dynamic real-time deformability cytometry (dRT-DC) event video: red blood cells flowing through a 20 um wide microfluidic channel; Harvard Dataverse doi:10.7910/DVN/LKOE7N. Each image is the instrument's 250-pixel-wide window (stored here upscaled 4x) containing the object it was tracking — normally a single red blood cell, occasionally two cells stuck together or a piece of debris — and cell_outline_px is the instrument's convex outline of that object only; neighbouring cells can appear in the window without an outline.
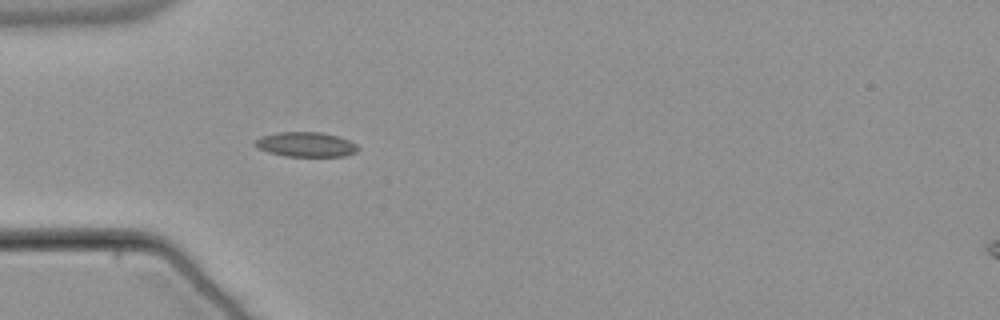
{"species": "common noctule bat (a hibernating species)", "species_latin": "Nyctalus noctula", "temperature_condition": "warm", "stored_images_in_passage": 16, "camera_frame_rate_fps": 3000, "um_per_image_px": 0.085, "animal": {"sex": "male", "body_mass_g": 21.5, "forearm_length_mm": 52.0}, "frame": {"image": 1, "passage_image": 5, "time_ms": 1.333, "image_size_px": [1000, 320], "cell_outline_px": [[360, 148], [356, 152], [344, 156], [284, 156], [268, 152], [256, 148], [252, 144], [260, 136], [276, 132], [320, 132], [336, 136], [348, 140], [356, 144]], "centroid_in_image_um": [25.95, 12.28], "position_along_channel_um": 59.1, "area_um2": 14.91}}